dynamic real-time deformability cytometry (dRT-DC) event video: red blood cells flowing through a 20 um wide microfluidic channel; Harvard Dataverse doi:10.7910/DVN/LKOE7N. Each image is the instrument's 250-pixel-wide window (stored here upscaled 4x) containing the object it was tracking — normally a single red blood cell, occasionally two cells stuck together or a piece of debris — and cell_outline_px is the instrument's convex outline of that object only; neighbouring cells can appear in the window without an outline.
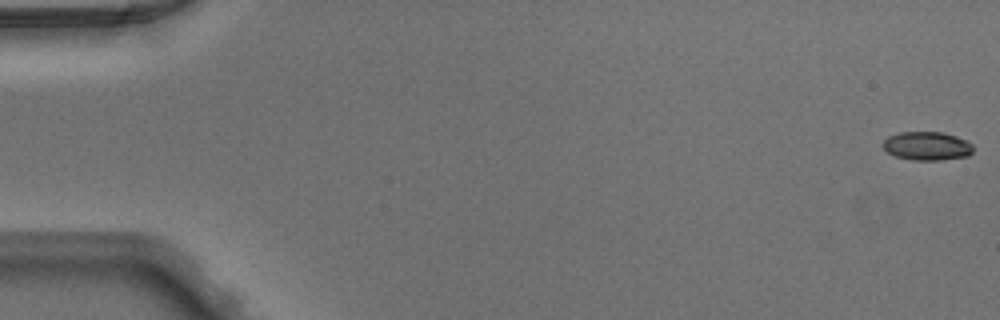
{"species": "Egyptian fruit bat (a non-hibernating species)", "species_latin": "Rousettus aegyptiacus", "temperature_condition": "warm", "stored_images_in_passage": 49, "camera_frame_rate_fps": 3000, "um_per_image_px": 0.085, "animal": {"sex": "male"}, "frame": {"image": 1, "passage_image": 1, "time_ms": 0.0, "image_size_px": [1000, 320], "cell_outline_px": [[972, 152], [968, 156], [940, 160], [912, 160], [896, 156], [888, 152], [880, 144], [888, 136], [900, 132], [944, 132], [968, 140], [972, 144]], "centroid_in_image_um": [78.8, 12.4], "position_along_channel_um": 6.2, "area_um2": 15.14}}
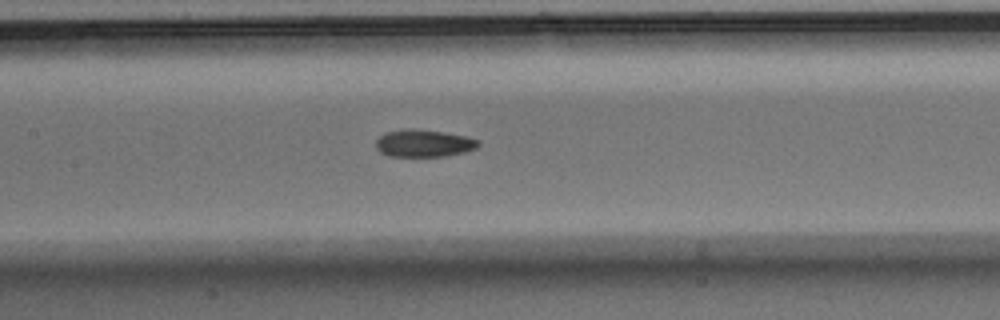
{"frame": {"image": 2, "passage_image": 24, "time_ms": 7.667, "image_size_px": [1000, 320], "cell_outline_px": [[480, 144], [476, 148], [464, 152], [444, 156], [388, 156], [380, 152], [376, 148], [376, 140], [384, 132], [408, 128], [412, 128], [444, 132], [468, 136], [476, 140]], "centroid_in_image_um": [35.99, 12.17], "position_along_channel_um": 171.4, "area_um2": 16.36}}
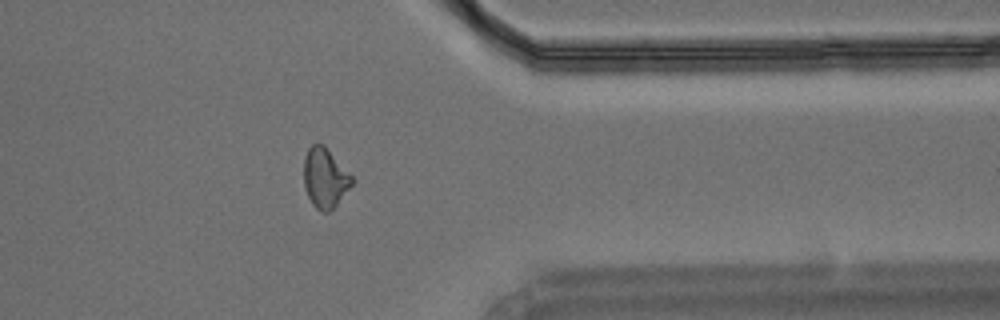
{"frame": {"image": 3, "passage_image": 40, "time_ms": 13.0, "image_size_px": [1000, 320], "cell_outline_px": [[352, 184], [336, 204], [328, 212], [320, 212], [312, 204], [308, 196], [304, 184], [304, 156], [308, 148], [312, 144], [324, 144], [352, 176]], "centroid_in_image_um": [27.6, 15.11], "position_along_channel_um": 383.8, "area_um2": 16.53}}